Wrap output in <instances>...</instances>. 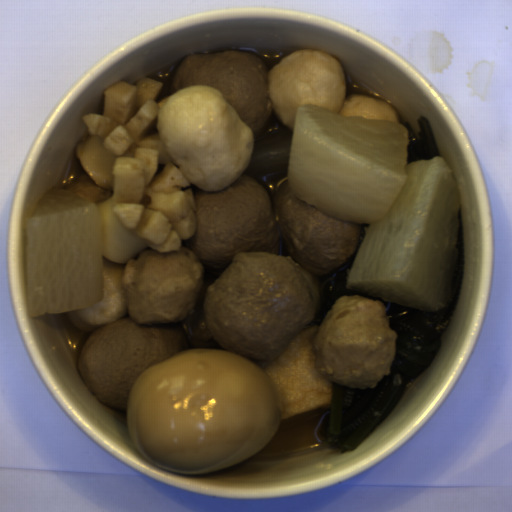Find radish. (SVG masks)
Here are the masks:
<instances>
[{"label":"radish","mask_w":512,"mask_h":512,"mask_svg":"<svg viewBox=\"0 0 512 512\" xmlns=\"http://www.w3.org/2000/svg\"><path fill=\"white\" fill-rule=\"evenodd\" d=\"M408 141L398 121L300 105L287 187L334 219L368 225L345 288L438 312L453 292L462 203L444 156L407 163Z\"/></svg>","instance_id":"1f323893"},{"label":"radish","mask_w":512,"mask_h":512,"mask_svg":"<svg viewBox=\"0 0 512 512\" xmlns=\"http://www.w3.org/2000/svg\"><path fill=\"white\" fill-rule=\"evenodd\" d=\"M104 229L97 203L52 187L27 220V312H75L104 297Z\"/></svg>","instance_id":"8e3532e8"}]
</instances>
